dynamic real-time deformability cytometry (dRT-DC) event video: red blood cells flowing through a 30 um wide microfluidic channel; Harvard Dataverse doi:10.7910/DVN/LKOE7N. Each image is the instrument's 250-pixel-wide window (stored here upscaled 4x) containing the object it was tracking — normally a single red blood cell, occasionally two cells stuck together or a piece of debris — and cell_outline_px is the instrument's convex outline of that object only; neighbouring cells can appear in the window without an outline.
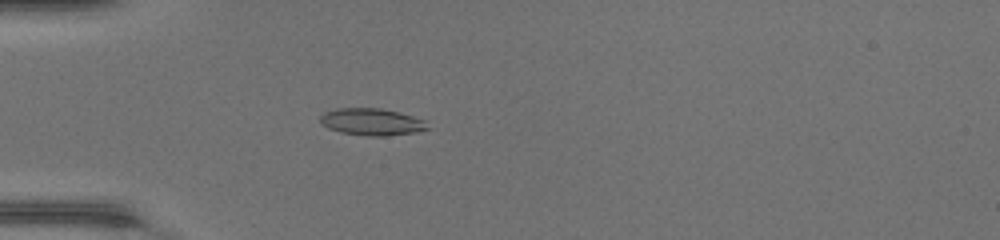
{"species": "common noctule bat (a hibernating species)", "species_latin": "Nyctalus noctula", "temperature_condition": "warm", "stored_images_in_passage": 48, "camera_frame_rate_fps": 3000, "um_per_image_px": 0.085, "animal": {"sex": "female", "body_mass_g": 17.0, "forearm_length_mm": 48.0}, "frame": {"image": 1, "passage_image": 15, "time_ms": 4.667, "image_size_px": [1000, 240], "cell_outline_px": [[428, 128], [416, 132], [388, 136], [368, 136], [340, 132], [328, 128], [320, 124], [320, 116], [324, 112], [336, 108], [380, 108], [400, 112], [428, 120]], "centroid_in_image_um": [31.61, 10.35], "position_along_channel_um": 53.4, "area_um2": 17.17}}
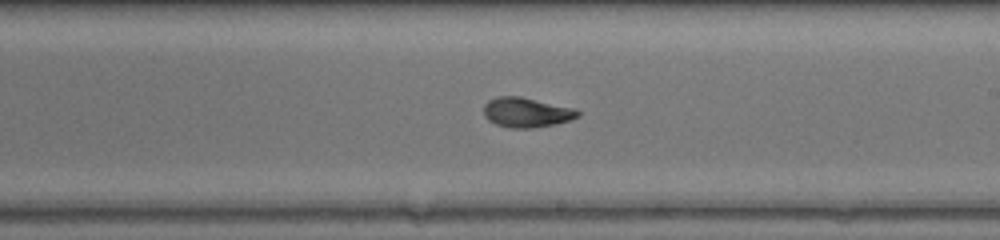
{"frame": {"image": 2, "passage_image": 29, "time_ms": 9.333, "image_size_px": [1000, 240], "cell_outline_px": [[580, 116], [572, 120], [532, 128], [512, 128], [496, 124], [488, 120], [484, 116], [484, 104], [488, 100], [496, 96], [520, 96], [576, 108], [580, 112]], "centroid_in_image_um": [44.76, 9.54], "position_along_channel_um": 244.2, "area_um2": 16.47}}
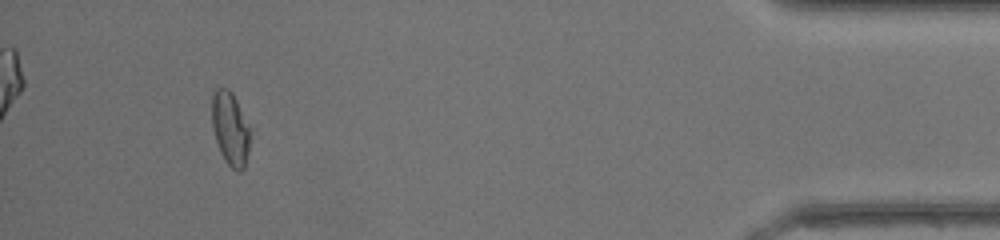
{"frame": {"image": 3, "passage_image": 45, "time_ms": 14.667, "image_size_px": [1000, 240], "cell_outline_px": [[248, 152], [244, 168], [240, 172], [236, 172], [224, 160], [220, 152], [216, 140], [212, 124], [212, 92], [216, 88], [228, 88], [232, 92], [248, 124]], "centroid_in_image_um": [19.54, 10.93], "position_along_channel_um": 415.7, "area_um2": 16.13}, "authors_computed_cell_mechanics": {"area_um2": 16.3574, "velocity_mm_per_s": 4.3777, "shape_relaxation_time_tau1_ms": 5.2309, "shape_relaxation_time_tau2_ms": 1.2606, "deformation_change_tau1": 0.2127, "deformation_change_tau2": 0.0613}}